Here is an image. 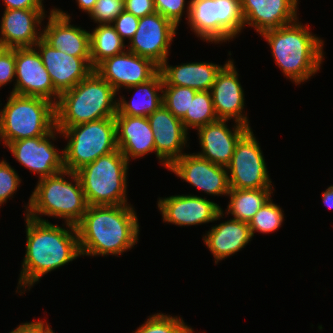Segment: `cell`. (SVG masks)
I'll return each instance as SVG.
<instances>
[{"mask_svg": "<svg viewBox=\"0 0 333 333\" xmlns=\"http://www.w3.org/2000/svg\"><path fill=\"white\" fill-rule=\"evenodd\" d=\"M24 217L26 252L15 291L21 296L26 293V289L30 291L42 276L81 257L76 226L64 223L61 227L27 215Z\"/></svg>", "mask_w": 333, "mask_h": 333, "instance_id": "obj_1", "label": "cell"}, {"mask_svg": "<svg viewBox=\"0 0 333 333\" xmlns=\"http://www.w3.org/2000/svg\"><path fill=\"white\" fill-rule=\"evenodd\" d=\"M135 208L126 205L88 206L76 225L81 256H117L132 249L139 240Z\"/></svg>", "mask_w": 333, "mask_h": 333, "instance_id": "obj_2", "label": "cell"}, {"mask_svg": "<svg viewBox=\"0 0 333 333\" xmlns=\"http://www.w3.org/2000/svg\"><path fill=\"white\" fill-rule=\"evenodd\" d=\"M308 24L296 21L262 33L282 73L295 85L309 81L324 62V41L312 34Z\"/></svg>", "mask_w": 333, "mask_h": 333, "instance_id": "obj_3", "label": "cell"}, {"mask_svg": "<svg viewBox=\"0 0 333 333\" xmlns=\"http://www.w3.org/2000/svg\"><path fill=\"white\" fill-rule=\"evenodd\" d=\"M37 182L28 204L24 206L25 215L43 222L48 220L42 216L63 219L64 223L74 226L82 220L88 203L76 172L64 169Z\"/></svg>", "mask_w": 333, "mask_h": 333, "instance_id": "obj_4", "label": "cell"}, {"mask_svg": "<svg viewBox=\"0 0 333 333\" xmlns=\"http://www.w3.org/2000/svg\"><path fill=\"white\" fill-rule=\"evenodd\" d=\"M117 91L94 70L72 89L60 94L55 105L56 128L115 117Z\"/></svg>", "mask_w": 333, "mask_h": 333, "instance_id": "obj_5", "label": "cell"}, {"mask_svg": "<svg viewBox=\"0 0 333 333\" xmlns=\"http://www.w3.org/2000/svg\"><path fill=\"white\" fill-rule=\"evenodd\" d=\"M56 128L55 104L32 96L10 93L0 109V143L46 136Z\"/></svg>", "mask_w": 333, "mask_h": 333, "instance_id": "obj_6", "label": "cell"}, {"mask_svg": "<svg viewBox=\"0 0 333 333\" xmlns=\"http://www.w3.org/2000/svg\"><path fill=\"white\" fill-rule=\"evenodd\" d=\"M129 162L119 149L76 171L88 206L126 205Z\"/></svg>", "mask_w": 333, "mask_h": 333, "instance_id": "obj_7", "label": "cell"}, {"mask_svg": "<svg viewBox=\"0 0 333 333\" xmlns=\"http://www.w3.org/2000/svg\"><path fill=\"white\" fill-rule=\"evenodd\" d=\"M68 140L63 149L64 169L76 172L100 156L118 149L116 121L114 117L67 127L59 130Z\"/></svg>", "mask_w": 333, "mask_h": 333, "instance_id": "obj_8", "label": "cell"}, {"mask_svg": "<svg viewBox=\"0 0 333 333\" xmlns=\"http://www.w3.org/2000/svg\"><path fill=\"white\" fill-rule=\"evenodd\" d=\"M187 24L208 43H227L244 29L240 0H190Z\"/></svg>", "mask_w": 333, "mask_h": 333, "instance_id": "obj_9", "label": "cell"}, {"mask_svg": "<svg viewBox=\"0 0 333 333\" xmlns=\"http://www.w3.org/2000/svg\"><path fill=\"white\" fill-rule=\"evenodd\" d=\"M260 143L250 128L237 142L227 166L230 189L273 188Z\"/></svg>", "mask_w": 333, "mask_h": 333, "instance_id": "obj_10", "label": "cell"}, {"mask_svg": "<svg viewBox=\"0 0 333 333\" xmlns=\"http://www.w3.org/2000/svg\"><path fill=\"white\" fill-rule=\"evenodd\" d=\"M58 134L61 132L55 128L46 136L16 140L5 147L16 161L41 179L64 170L63 149L60 150L53 144Z\"/></svg>", "mask_w": 333, "mask_h": 333, "instance_id": "obj_11", "label": "cell"}, {"mask_svg": "<svg viewBox=\"0 0 333 333\" xmlns=\"http://www.w3.org/2000/svg\"><path fill=\"white\" fill-rule=\"evenodd\" d=\"M176 30L178 27L158 12L146 15L140 18L137 31L129 41L127 50L160 66L170 55V46L177 34Z\"/></svg>", "mask_w": 333, "mask_h": 333, "instance_id": "obj_12", "label": "cell"}, {"mask_svg": "<svg viewBox=\"0 0 333 333\" xmlns=\"http://www.w3.org/2000/svg\"><path fill=\"white\" fill-rule=\"evenodd\" d=\"M15 87L10 93L41 97L57 104L60 93L54 88L49 73L35 47L15 49Z\"/></svg>", "mask_w": 333, "mask_h": 333, "instance_id": "obj_13", "label": "cell"}, {"mask_svg": "<svg viewBox=\"0 0 333 333\" xmlns=\"http://www.w3.org/2000/svg\"><path fill=\"white\" fill-rule=\"evenodd\" d=\"M157 207L164 223L181 227L212 223L225 215L219 204L194 194L159 198Z\"/></svg>", "mask_w": 333, "mask_h": 333, "instance_id": "obj_14", "label": "cell"}, {"mask_svg": "<svg viewBox=\"0 0 333 333\" xmlns=\"http://www.w3.org/2000/svg\"><path fill=\"white\" fill-rule=\"evenodd\" d=\"M168 171L202 193L217 197H226L229 193L227 167L213 164L196 153H185L168 167Z\"/></svg>", "mask_w": 333, "mask_h": 333, "instance_id": "obj_15", "label": "cell"}, {"mask_svg": "<svg viewBox=\"0 0 333 333\" xmlns=\"http://www.w3.org/2000/svg\"><path fill=\"white\" fill-rule=\"evenodd\" d=\"M94 71L118 93L121 88L149 81L159 72V66L148 58L125 50L100 62Z\"/></svg>", "mask_w": 333, "mask_h": 333, "instance_id": "obj_16", "label": "cell"}, {"mask_svg": "<svg viewBox=\"0 0 333 333\" xmlns=\"http://www.w3.org/2000/svg\"><path fill=\"white\" fill-rule=\"evenodd\" d=\"M234 64L232 59L224 63L210 89L214 111L218 119L229 121L233 119L234 122L251 128L248 115L244 111V90Z\"/></svg>", "mask_w": 333, "mask_h": 333, "instance_id": "obj_17", "label": "cell"}, {"mask_svg": "<svg viewBox=\"0 0 333 333\" xmlns=\"http://www.w3.org/2000/svg\"><path fill=\"white\" fill-rule=\"evenodd\" d=\"M154 135L156 157L168 167L182 155L188 143V131L181 119L175 117L164 105L147 117ZM184 152V153H183Z\"/></svg>", "mask_w": 333, "mask_h": 333, "instance_id": "obj_18", "label": "cell"}, {"mask_svg": "<svg viewBox=\"0 0 333 333\" xmlns=\"http://www.w3.org/2000/svg\"><path fill=\"white\" fill-rule=\"evenodd\" d=\"M34 47L42 58L54 88L60 94L75 87L94 70L90 57L69 56L53 48L43 38Z\"/></svg>", "mask_w": 333, "mask_h": 333, "instance_id": "obj_19", "label": "cell"}, {"mask_svg": "<svg viewBox=\"0 0 333 333\" xmlns=\"http://www.w3.org/2000/svg\"><path fill=\"white\" fill-rule=\"evenodd\" d=\"M45 9H4L0 23V47L29 48L42 38Z\"/></svg>", "mask_w": 333, "mask_h": 333, "instance_id": "obj_20", "label": "cell"}, {"mask_svg": "<svg viewBox=\"0 0 333 333\" xmlns=\"http://www.w3.org/2000/svg\"><path fill=\"white\" fill-rule=\"evenodd\" d=\"M227 122L229 121L218 119L195 129L198 132L197 137L202 149L196 154L223 167L230 164L237 142L250 129L237 122H234L233 127L229 128Z\"/></svg>", "mask_w": 333, "mask_h": 333, "instance_id": "obj_21", "label": "cell"}, {"mask_svg": "<svg viewBox=\"0 0 333 333\" xmlns=\"http://www.w3.org/2000/svg\"><path fill=\"white\" fill-rule=\"evenodd\" d=\"M48 14L42 38L53 48L69 56L90 57V31L70 24V14L59 8H52Z\"/></svg>", "mask_w": 333, "mask_h": 333, "instance_id": "obj_22", "label": "cell"}, {"mask_svg": "<svg viewBox=\"0 0 333 333\" xmlns=\"http://www.w3.org/2000/svg\"><path fill=\"white\" fill-rule=\"evenodd\" d=\"M244 27L258 34L288 25L297 19L299 0H240Z\"/></svg>", "mask_w": 333, "mask_h": 333, "instance_id": "obj_23", "label": "cell"}, {"mask_svg": "<svg viewBox=\"0 0 333 333\" xmlns=\"http://www.w3.org/2000/svg\"><path fill=\"white\" fill-rule=\"evenodd\" d=\"M117 147L130 163L131 160L156 154L154 135L147 117L115 115Z\"/></svg>", "mask_w": 333, "mask_h": 333, "instance_id": "obj_24", "label": "cell"}, {"mask_svg": "<svg viewBox=\"0 0 333 333\" xmlns=\"http://www.w3.org/2000/svg\"><path fill=\"white\" fill-rule=\"evenodd\" d=\"M249 223L229 219L212 226L203 241L214 256L215 265L242 250L252 239Z\"/></svg>", "mask_w": 333, "mask_h": 333, "instance_id": "obj_25", "label": "cell"}, {"mask_svg": "<svg viewBox=\"0 0 333 333\" xmlns=\"http://www.w3.org/2000/svg\"><path fill=\"white\" fill-rule=\"evenodd\" d=\"M224 65L212 62H187L168 64V59L159 66L163 85L189 87L197 91H210L217 73Z\"/></svg>", "mask_w": 333, "mask_h": 333, "instance_id": "obj_26", "label": "cell"}, {"mask_svg": "<svg viewBox=\"0 0 333 333\" xmlns=\"http://www.w3.org/2000/svg\"><path fill=\"white\" fill-rule=\"evenodd\" d=\"M126 89H134L135 93L130 101L119 96L116 115L148 117L163 105V79L160 72L149 81Z\"/></svg>", "mask_w": 333, "mask_h": 333, "instance_id": "obj_27", "label": "cell"}, {"mask_svg": "<svg viewBox=\"0 0 333 333\" xmlns=\"http://www.w3.org/2000/svg\"><path fill=\"white\" fill-rule=\"evenodd\" d=\"M275 189H229V202L225 209V217L232 215L233 219L249 223L258 210L268 202Z\"/></svg>", "mask_w": 333, "mask_h": 333, "instance_id": "obj_28", "label": "cell"}, {"mask_svg": "<svg viewBox=\"0 0 333 333\" xmlns=\"http://www.w3.org/2000/svg\"><path fill=\"white\" fill-rule=\"evenodd\" d=\"M127 50V46L111 24L96 26L90 33V60L95 68L106 58Z\"/></svg>", "mask_w": 333, "mask_h": 333, "instance_id": "obj_29", "label": "cell"}, {"mask_svg": "<svg viewBox=\"0 0 333 333\" xmlns=\"http://www.w3.org/2000/svg\"><path fill=\"white\" fill-rule=\"evenodd\" d=\"M218 120L210 91H197L191 100L190 111L181 119L185 129H198Z\"/></svg>", "mask_w": 333, "mask_h": 333, "instance_id": "obj_30", "label": "cell"}, {"mask_svg": "<svg viewBox=\"0 0 333 333\" xmlns=\"http://www.w3.org/2000/svg\"><path fill=\"white\" fill-rule=\"evenodd\" d=\"M283 213L282 208L275 204L271 198L249 222L252 236L254 237L255 232L269 234L278 230L284 222L285 214Z\"/></svg>", "mask_w": 333, "mask_h": 333, "instance_id": "obj_31", "label": "cell"}, {"mask_svg": "<svg viewBox=\"0 0 333 333\" xmlns=\"http://www.w3.org/2000/svg\"><path fill=\"white\" fill-rule=\"evenodd\" d=\"M192 327L187 325L182 317L165 313H155L133 333H189Z\"/></svg>", "mask_w": 333, "mask_h": 333, "instance_id": "obj_32", "label": "cell"}, {"mask_svg": "<svg viewBox=\"0 0 333 333\" xmlns=\"http://www.w3.org/2000/svg\"><path fill=\"white\" fill-rule=\"evenodd\" d=\"M197 90L189 87L163 85V105L177 118L182 119L190 111L191 100Z\"/></svg>", "mask_w": 333, "mask_h": 333, "instance_id": "obj_33", "label": "cell"}, {"mask_svg": "<svg viewBox=\"0 0 333 333\" xmlns=\"http://www.w3.org/2000/svg\"><path fill=\"white\" fill-rule=\"evenodd\" d=\"M124 10V0H97L88 16L98 25L112 24Z\"/></svg>", "mask_w": 333, "mask_h": 333, "instance_id": "obj_34", "label": "cell"}, {"mask_svg": "<svg viewBox=\"0 0 333 333\" xmlns=\"http://www.w3.org/2000/svg\"><path fill=\"white\" fill-rule=\"evenodd\" d=\"M17 171L4 158L0 161V207L16 194L21 184Z\"/></svg>", "mask_w": 333, "mask_h": 333, "instance_id": "obj_35", "label": "cell"}, {"mask_svg": "<svg viewBox=\"0 0 333 333\" xmlns=\"http://www.w3.org/2000/svg\"><path fill=\"white\" fill-rule=\"evenodd\" d=\"M156 12L160 13L163 17L170 20L176 27L179 26L181 18L186 12L187 18L189 16L190 1L186 0H154ZM187 7V8H185ZM185 9H187L185 11Z\"/></svg>", "mask_w": 333, "mask_h": 333, "instance_id": "obj_36", "label": "cell"}, {"mask_svg": "<svg viewBox=\"0 0 333 333\" xmlns=\"http://www.w3.org/2000/svg\"><path fill=\"white\" fill-rule=\"evenodd\" d=\"M15 49L0 47V89L9 82L15 87Z\"/></svg>", "mask_w": 333, "mask_h": 333, "instance_id": "obj_37", "label": "cell"}, {"mask_svg": "<svg viewBox=\"0 0 333 333\" xmlns=\"http://www.w3.org/2000/svg\"><path fill=\"white\" fill-rule=\"evenodd\" d=\"M140 18L135 17L132 13L123 11L111 24L122 40L126 38L130 41L137 31Z\"/></svg>", "mask_w": 333, "mask_h": 333, "instance_id": "obj_38", "label": "cell"}, {"mask_svg": "<svg viewBox=\"0 0 333 333\" xmlns=\"http://www.w3.org/2000/svg\"><path fill=\"white\" fill-rule=\"evenodd\" d=\"M125 11L142 18L156 12L154 0H124Z\"/></svg>", "mask_w": 333, "mask_h": 333, "instance_id": "obj_39", "label": "cell"}, {"mask_svg": "<svg viewBox=\"0 0 333 333\" xmlns=\"http://www.w3.org/2000/svg\"><path fill=\"white\" fill-rule=\"evenodd\" d=\"M50 329L51 326L49 323L40 319L37 321L21 323L9 333H47Z\"/></svg>", "mask_w": 333, "mask_h": 333, "instance_id": "obj_40", "label": "cell"}, {"mask_svg": "<svg viewBox=\"0 0 333 333\" xmlns=\"http://www.w3.org/2000/svg\"><path fill=\"white\" fill-rule=\"evenodd\" d=\"M5 9H44V0H2Z\"/></svg>", "mask_w": 333, "mask_h": 333, "instance_id": "obj_41", "label": "cell"}, {"mask_svg": "<svg viewBox=\"0 0 333 333\" xmlns=\"http://www.w3.org/2000/svg\"><path fill=\"white\" fill-rule=\"evenodd\" d=\"M321 195L324 205L327 208L333 209V185H330Z\"/></svg>", "mask_w": 333, "mask_h": 333, "instance_id": "obj_42", "label": "cell"}, {"mask_svg": "<svg viewBox=\"0 0 333 333\" xmlns=\"http://www.w3.org/2000/svg\"><path fill=\"white\" fill-rule=\"evenodd\" d=\"M76 2L78 3L77 5L79 9L89 15L93 10L97 0H76Z\"/></svg>", "mask_w": 333, "mask_h": 333, "instance_id": "obj_43", "label": "cell"}, {"mask_svg": "<svg viewBox=\"0 0 333 333\" xmlns=\"http://www.w3.org/2000/svg\"><path fill=\"white\" fill-rule=\"evenodd\" d=\"M47 333H55L53 332L52 328Z\"/></svg>", "mask_w": 333, "mask_h": 333, "instance_id": "obj_44", "label": "cell"}, {"mask_svg": "<svg viewBox=\"0 0 333 333\" xmlns=\"http://www.w3.org/2000/svg\"><path fill=\"white\" fill-rule=\"evenodd\" d=\"M195 331L192 329L189 333H194ZM202 333H204V332H202Z\"/></svg>", "mask_w": 333, "mask_h": 333, "instance_id": "obj_45", "label": "cell"}]
</instances>
